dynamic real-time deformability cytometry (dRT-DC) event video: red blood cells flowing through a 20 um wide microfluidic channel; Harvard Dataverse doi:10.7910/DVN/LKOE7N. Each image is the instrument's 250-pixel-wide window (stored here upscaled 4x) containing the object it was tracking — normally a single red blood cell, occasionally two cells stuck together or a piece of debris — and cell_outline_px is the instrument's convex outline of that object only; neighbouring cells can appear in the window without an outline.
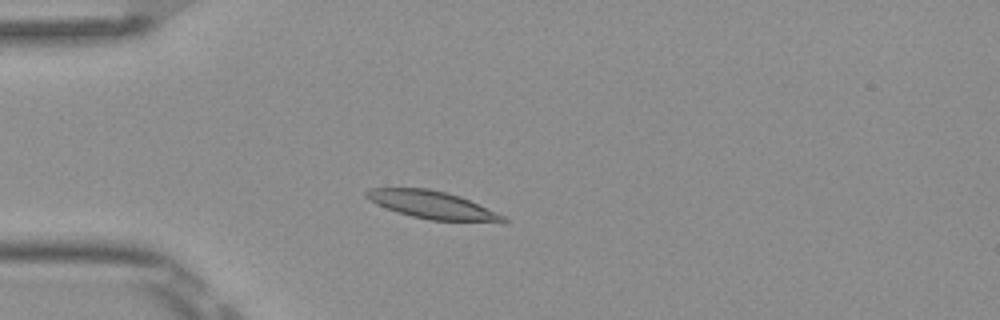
{"species": "Egyptian fruit bat (a non-hibernating species)", "species_latin": "Rousettus aegyptiacus", "temperature_condition": "room temperature", "stored_images_in_passage": 4, "camera_frame_rate_fps": 3000, "um_per_image_px": 0.085, "frame": {"image": 1, "passage_image": 4, "time_ms": 1.0, "image_size_px": [1000, 320], "cell_outline_px": [[512, 220], [432, 220], [412, 216], [396, 212], [376, 204], [368, 200], [364, 196], [364, 192], [368, 188], [428, 188], [460, 196], [496, 212]], "centroid_in_image_um": [36.58, 17.38], "position_along_channel_um": 48.4, "area_um2": 21.44}}